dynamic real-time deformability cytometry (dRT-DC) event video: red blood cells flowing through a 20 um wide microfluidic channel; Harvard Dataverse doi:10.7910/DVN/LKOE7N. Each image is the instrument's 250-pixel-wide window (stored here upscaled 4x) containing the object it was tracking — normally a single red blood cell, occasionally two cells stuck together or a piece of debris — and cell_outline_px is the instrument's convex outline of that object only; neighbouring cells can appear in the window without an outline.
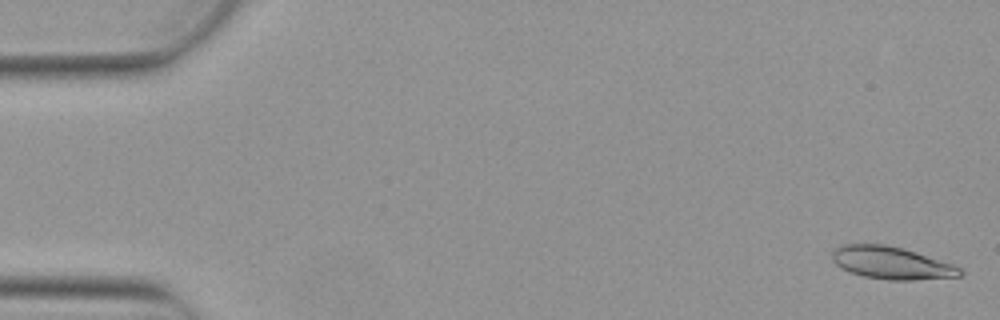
{"species": "Egyptian fruit bat (a non-hibernating species)", "species_latin": "Rousettus aegyptiacus", "temperature_condition": "warm", "stored_images_in_passage": 4, "camera_frame_rate_fps": 3000, "um_per_image_px": 0.085, "animal": {"sex": "female"}, "frame": {"image": 1, "passage_image": 1, "time_ms": 0.0, "image_size_px": [1000, 320], "cell_outline_px": [[964, 272], [960, 276], [916, 280], [888, 280], [864, 276], [840, 268], [832, 260], [832, 252], [840, 244], [884, 244], [916, 252], [952, 264], [960, 268]], "centroid_in_image_um": [75.76, 22.35], "position_along_channel_um": 9.2, "area_um2": 24.04}}
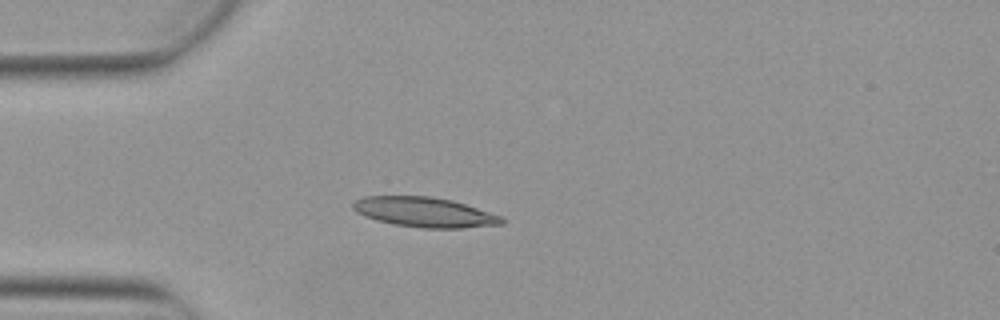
{"frame": {"image": 2, "passage_image": 4, "time_ms": 1.0, "image_size_px": [1000, 320], "cell_outline_px": [[504, 224], [464, 228], [424, 228], [392, 224], [376, 220], [364, 216], [356, 212], [352, 208], [352, 204], [356, 200], [364, 196], [432, 196], [452, 200], [500, 216], [504, 220]], "centroid_in_image_um": [36.04, 18.04], "position_along_channel_um": 49.0, "area_um2": 25.84}}